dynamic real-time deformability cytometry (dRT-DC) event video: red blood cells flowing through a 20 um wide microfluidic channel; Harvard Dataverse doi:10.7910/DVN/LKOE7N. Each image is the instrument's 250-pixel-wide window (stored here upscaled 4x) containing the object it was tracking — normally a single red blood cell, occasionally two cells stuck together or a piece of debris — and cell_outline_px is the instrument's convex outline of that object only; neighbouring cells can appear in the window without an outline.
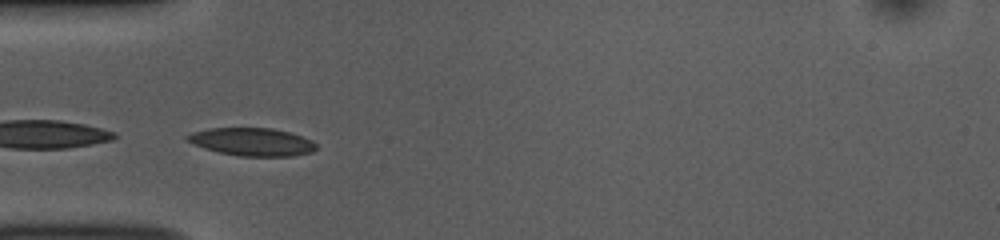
{"species": "common noctule bat (a hibernating species)", "species_latin": "Nyctalus noctula", "temperature_condition": "room temperature", "stored_images_in_passage": 46, "camera_frame_rate_fps": 3000, "um_per_image_px": 0.085, "animal": {"sex": "female", "body_mass_g": 10.0, "forearm_length_mm": 53.1}, "frame": {"image": 1, "passage_image": 10, "time_ms": 3.0, "image_size_px": [1000, 240], "cell_outline_px": [[316, 148], [312, 152], [292, 156], [240, 156], [220, 152], [204, 148], [188, 140], [184, 136], [192, 132], [208, 128], [272, 128], [288, 132], [312, 140], [316, 144]], "centroid_in_image_um": [21.43, 12.05], "position_along_channel_um": 63.6, "area_um2": 20.75}}
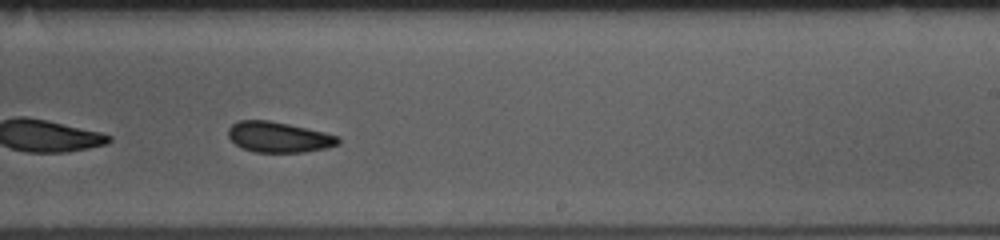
{"frame": {"image": 2, "passage_image": 26, "time_ms": 8.333, "image_size_px": [1000, 240], "cell_outline_px": [[340, 144], [328, 148], [304, 152], [256, 152], [244, 148], [236, 144], [228, 136], [228, 128], [232, 124], [240, 120], [268, 120], [288, 124], [324, 132], [340, 136]], "centroid_in_image_um": [23.73, 11.65], "position_along_channel_um": 265.3, "area_um2": 19.54}}
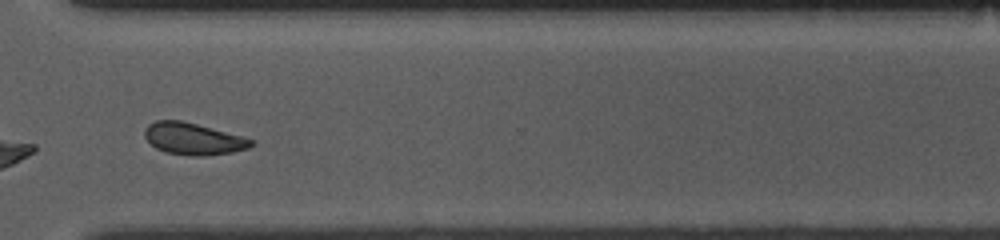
{"frame": {"image": 3, "passage_image": 33, "time_ms": 10.667, "image_size_px": [1000, 240], "cell_outline_px": [[252, 144], [248, 148], [232, 152], [204, 156], [196, 156], [168, 152], [156, 148], [144, 136], [144, 128], [148, 124], [156, 120], [180, 120], [196, 124], [240, 136], [252, 140]], "centroid_in_image_um": [16.37, 11.79], "position_along_channel_um": 354.2, "area_um2": 19.31}, "authors_computed_cell_mechanics": {"area_um2": 20.4612, "velocity_mm_per_s": 3.7973, "shape_relaxation_time_tau1_ms": 2.6582, "shape_relaxation_time_tau2_ms": 3.381, "deformation_change_tau1": 0.0772, "deformation_change_tau2": 0.0758}}